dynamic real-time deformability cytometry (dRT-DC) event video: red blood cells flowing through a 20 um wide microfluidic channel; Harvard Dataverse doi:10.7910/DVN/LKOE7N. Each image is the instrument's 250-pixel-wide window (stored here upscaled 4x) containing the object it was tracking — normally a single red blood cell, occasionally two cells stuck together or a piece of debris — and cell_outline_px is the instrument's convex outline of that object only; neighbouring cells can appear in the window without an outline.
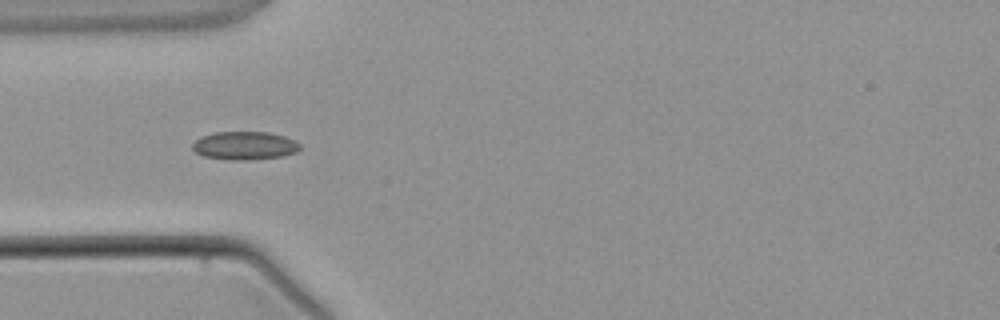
{"species": "common noctule bat (a hibernating species)", "species_latin": "Nyctalus noctula", "temperature_condition": "warm", "stored_images_in_passage": 1, "camera_frame_rate_fps": 3000, "um_per_image_px": 0.085, "animal": {"sex": "male", "body_mass_g": 21.5, "forearm_length_mm": 52.0}, "frame": {"image": 1, "passage_image": 1, "time_ms": 0.0, "image_size_px": [1000, 320], "cell_outline_px": [[300, 148], [296, 152], [280, 156], [244, 160], [228, 160], [204, 156], [196, 152], [192, 148], [192, 144], [200, 136], [216, 132], [268, 132], [284, 136], [300, 144]], "centroid_in_image_um": [20.76, 12.37], "position_along_channel_um": 64.2, "area_um2": 17.51}}